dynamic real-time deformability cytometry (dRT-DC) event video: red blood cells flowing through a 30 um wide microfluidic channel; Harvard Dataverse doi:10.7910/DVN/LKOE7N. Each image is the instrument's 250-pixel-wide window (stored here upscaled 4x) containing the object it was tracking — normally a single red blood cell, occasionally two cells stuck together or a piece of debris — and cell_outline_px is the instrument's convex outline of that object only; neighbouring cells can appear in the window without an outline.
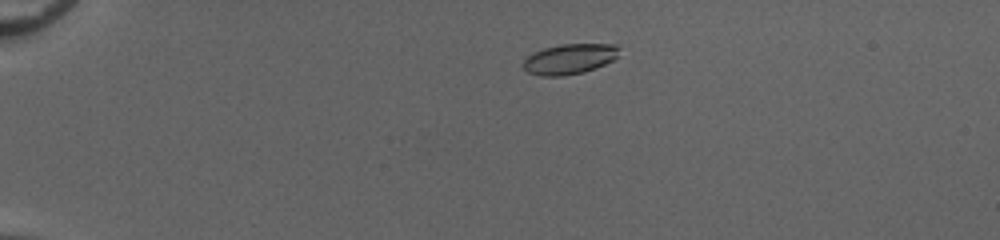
{"species": "common noctule bat (a hibernating species)", "species_latin": "Nyctalus noctula", "temperature_condition": "cold", "stored_images_in_passage": 47, "camera_frame_rate_fps": 3000, "um_per_image_px": 0.085, "animal": {"sex": "female", "body_mass_g": 20.0, "forearm_length_mm": 54.0}, "frame": {"image": 1, "passage_image": 7, "time_ms": 2.0, "image_size_px": [1000, 240], "cell_outline_px": [[620, 48], [616, 56], [612, 60], [596, 68], [584, 72], [560, 76], [540, 76], [528, 72], [520, 64], [532, 52], [544, 48], [560, 44], [616, 44]], "centroid_in_image_um": [48.37, 5.01], "position_along_channel_um": 36.6, "area_um2": 16.99}}
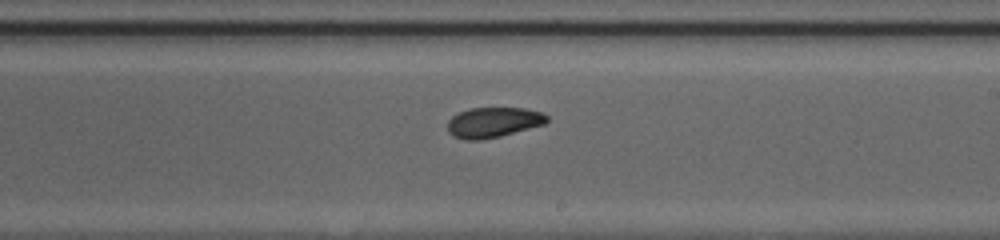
{"frame": {"image": 2, "passage_image": 28, "time_ms": 9.0, "image_size_px": [1000, 240], "cell_outline_px": [[548, 120], [544, 124], [500, 136], [480, 140], [464, 140], [452, 136], [448, 132], [448, 120], [452, 116], [468, 108], [524, 108], [544, 112], [548, 116]], "centroid_in_image_um": [41.92, 10.4], "position_along_channel_um": 247.1, "area_um2": 17.57}}
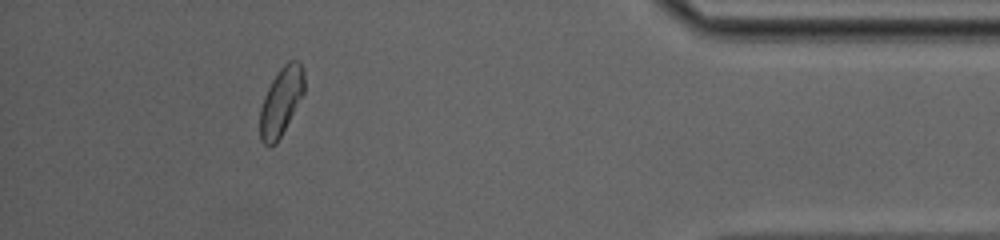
{"frame": {"image": 3, "passage_image": 43, "time_ms": 14.0, "image_size_px": [1000, 240], "cell_outline_px": [[304, 92], [276, 144], [268, 148], [260, 140], [260, 108], [264, 96], [272, 80], [280, 68], [288, 60], [300, 60], [304, 68]], "centroid_in_image_um": [23.89, 8.61], "position_along_channel_um": 411.3, "area_um2": 17.57}, "authors_computed_cell_mechanics": {"area_um2": 17.629, "velocity_mm_per_s": 4.0539, "shape_relaxation_time_tau1_ms": 4.5272, "shape_relaxation_time_tau2_ms": 2.5778, "deformation_change_tau1": 0.112, "deformation_change_tau2": 0.0753}}